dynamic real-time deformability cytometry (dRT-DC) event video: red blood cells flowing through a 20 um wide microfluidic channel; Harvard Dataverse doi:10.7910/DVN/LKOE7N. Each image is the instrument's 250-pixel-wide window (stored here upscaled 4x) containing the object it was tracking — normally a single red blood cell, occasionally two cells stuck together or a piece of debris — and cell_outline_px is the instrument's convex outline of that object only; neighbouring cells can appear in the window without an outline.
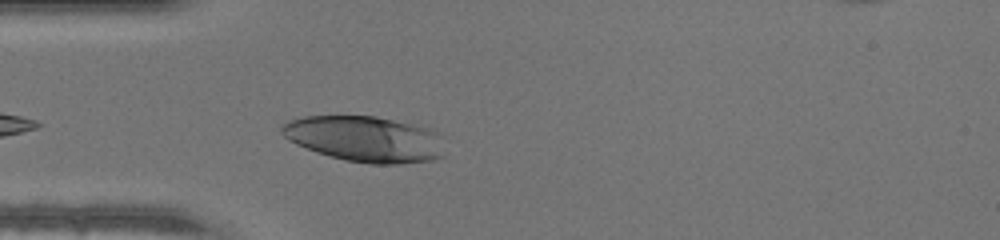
{"species": "human", "species_latin": "Homo sapiens", "temperature_condition": "warm", "stored_images_in_passage": 32, "camera_frame_rate_fps": 3000, "um_per_image_px": 0.085, "donor": {"sex": "male"}, "frame": {"image": 1, "passage_image": 3, "time_ms": 0.667, "image_size_px": [1000, 240], "cell_outline_px": [[444, 156], [436, 160], [400, 164], [372, 164], [344, 160], [316, 152], [296, 144], [288, 140], [280, 132], [280, 124], [288, 120], [304, 116], [376, 116], [428, 128], [436, 132]], "centroid_in_image_um": [30.96, 11.82], "position_along_channel_um": 54.0, "area_um2": 43.52}}
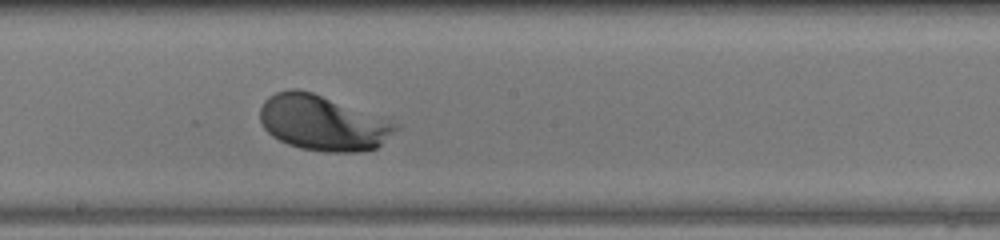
{"frame": {"image": 2, "passage_image": 15, "time_ms": 4.667, "image_size_px": [1000, 240], "cell_outline_px": [[400, 128], [376, 148], [360, 152], [324, 152], [300, 148], [288, 144], [272, 136], [264, 128], [260, 120], [260, 108], [264, 100], [268, 96], [276, 92], [288, 88], [296, 88], [312, 92], [400, 124]], "centroid_in_image_um": [27.41, 10.45], "position_along_channel_um": 220.8, "area_um2": 43.64}}
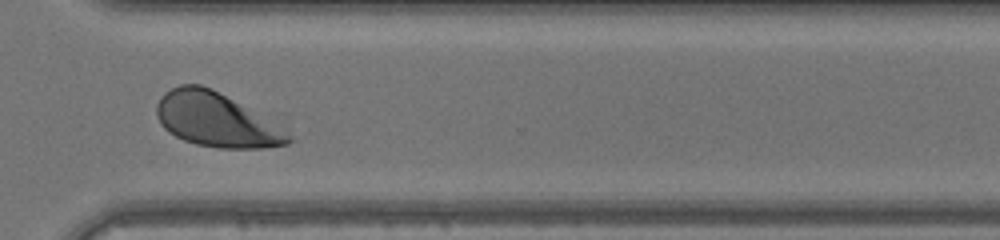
{"frame": {"image": 3, "passage_image": 24, "time_ms": 7.667, "image_size_px": [1000, 240], "cell_outline_px": [[296, 140], [288, 144], [264, 148], [220, 148], [196, 144], [184, 140], [168, 132], [160, 124], [156, 116], [156, 104], [160, 96], [164, 92], [180, 84], [200, 84], [212, 88], [284, 128]], "centroid_in_image_um": [18.36, 10.19], "position_along_channel_um": 352.2, "area_um2": 41.62}}